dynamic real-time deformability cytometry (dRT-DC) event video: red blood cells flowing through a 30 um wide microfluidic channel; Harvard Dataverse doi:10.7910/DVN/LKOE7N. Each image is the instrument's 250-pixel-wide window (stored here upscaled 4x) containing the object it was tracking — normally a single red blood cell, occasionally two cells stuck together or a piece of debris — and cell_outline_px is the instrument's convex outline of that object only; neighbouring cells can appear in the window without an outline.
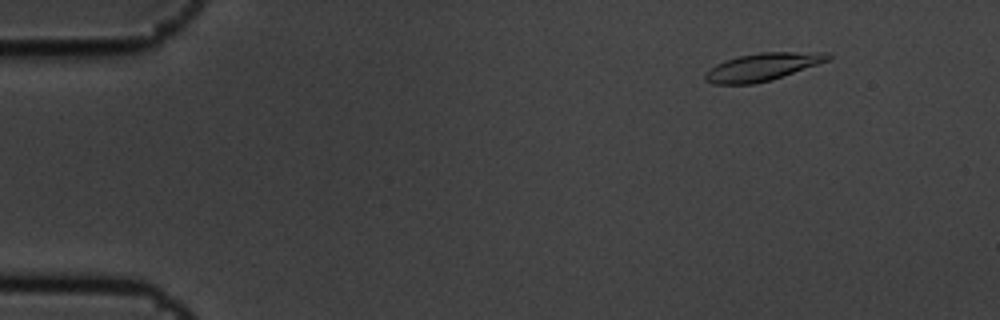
{"species": "common noctule bat (a hibernating species)", "species_latin": "Nyctalus noctula", "temperature_condition": "cold", "stored_images_in_passage": 5, "camera_frame_rate_fps": 3000, "um_per_image_px": 0.085, "animal": {"sex": "male", "body_mass_g": 19.5, "forearm_length_mm": 54.6}, "frame": {"image": 1, "passage_image": 2, "time_ms": 0.333, "image_size_px": [1000, 320], "cell_outline_px": [[832, 56], [828, 60], [772, 80], [752, 84], [716, 84], [704, 80], [704, 76], [716, 64], [740, 56], [760, 52], [824, 52]], "centroid_in_image_um": [64.82, 5.69], "position_along_channel_um": 20.2, "area_um2": 19.36}}
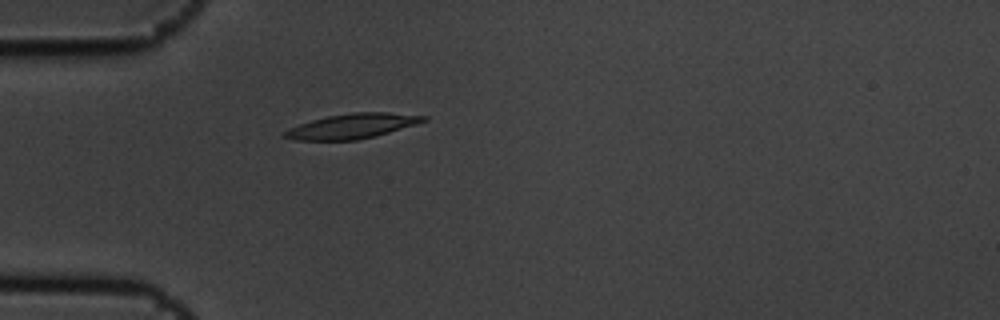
{"frame": {"image": 2, "passage_image": 5, "time_ms": 1.333, "image_size_px": [1000, 320], "cell_outline_px": [[428, 120], [416, 124], [376, 136], [356, 140], [296, 140], [280, 136], [288, 128], [312, 120], [328, 116], [352, 112], [388, 112], [428, 116]], "centroid_in_image_um": [29.94, 10.72], "position_along_channel_um": 55.1, "area_um2": 20.11}}